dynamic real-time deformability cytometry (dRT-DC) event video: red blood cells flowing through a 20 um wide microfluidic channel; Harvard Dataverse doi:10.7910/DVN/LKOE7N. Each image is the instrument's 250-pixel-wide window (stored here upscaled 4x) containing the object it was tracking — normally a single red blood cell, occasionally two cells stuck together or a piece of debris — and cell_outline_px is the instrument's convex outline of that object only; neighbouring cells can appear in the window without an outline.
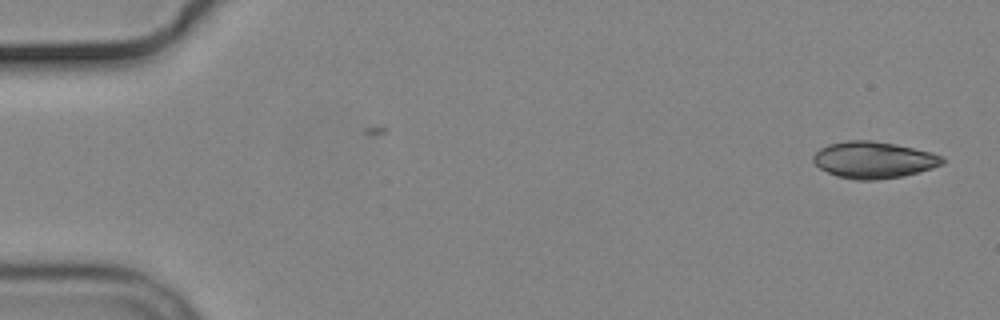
{"species": "common noctule bat (a hibernating species)", "species_latin": "Nyctalus noctula", "temperature_condition": "cold", "stored_images_in_passage": 3, "camera_frame_rate_fps": 3000, "um_per_image_px": 0.085, "animal": {"sex": "male", "body_mass_g": 19.2, "forearm_length_mm": 51.8}, "frame": {"image": 1, "passage_image": 3, "time_ms": 2.333, "image_size_px": [1000, 320], "cell_outline_px": [[944, 164], [932, 168], [904, 176], [876, 180], [856, 180], [836, 176], [820, 168], [812, 160], [812, 156], [820, 148], [828, 144], [848, 140], [872, 140], [896, 144], [932, 152], [944, 156]], "centroid_in_image_um": [74.27, 13.59], "position_along_channel_um": 10.7, "area_um2": 27.8}}